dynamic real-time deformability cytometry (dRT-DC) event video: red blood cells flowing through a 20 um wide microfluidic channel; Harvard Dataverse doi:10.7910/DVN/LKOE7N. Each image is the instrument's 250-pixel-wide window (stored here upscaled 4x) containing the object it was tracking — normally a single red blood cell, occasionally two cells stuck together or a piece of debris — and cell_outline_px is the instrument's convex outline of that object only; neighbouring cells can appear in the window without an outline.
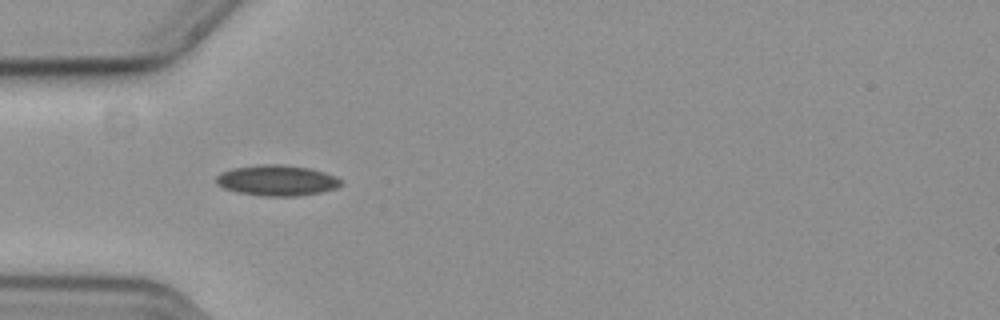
{"species": "common noctule bat (a hibernating species)", "species_latin": "Nyctalus noctula", "temperature_condition": "cold", "stored_images_in_passage": 36, "camera_frame_rate_fps": 3000, "um_per_image_px": 0.085, "animal": {"sex": "female", "body_mass_g": 19.3, "forearm_length_mm": 54.1}, "frame": {"image": 1, "passage_image": 1, "time_ms": 0.0, "image_size_px": [1000, 320], "cell_outline_px": [[340, 184], [336, 188], [320, 192], [296, 196], [264, 196], [236, 192], [224, 188], [216, 184], [216, 176], [232, 168], [260, 164], [284, 164], [308, 168], [324, 172], [340, 180]], "centroid_in_image_um": [23.49, 15.33], "position_along_channel_um": 61.5, "area_um2": 22.08}}
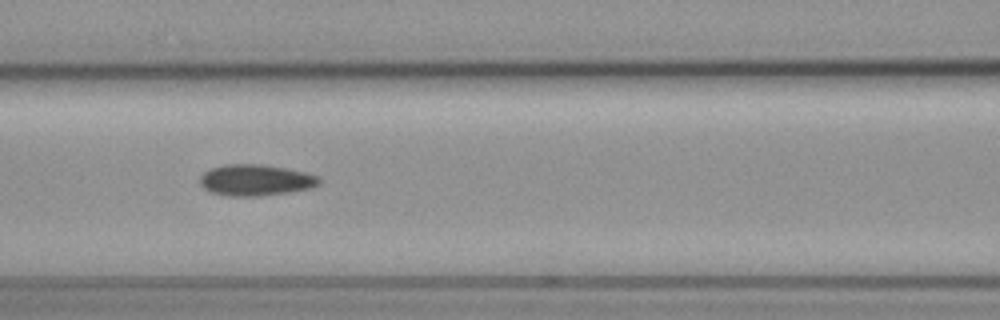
{"frame": {"image": 2, "passage_image": 8, "time_ms": 2.333, "image_size_px": [1000, 320], "cell_outline_px": [[320, 184], [312, 188], [264, 196], [228, 196], [212, 192], [204, 188], [200, 184], [200, 176], [204, 172], [212, 168], [224, 164], [260, 164], [284, 168], [304, 172], [320, 176]], "centroid_in_image_um": [21.74, 15.31], "position_along_channel_um": 144.9, "area_um2": 21.73}}
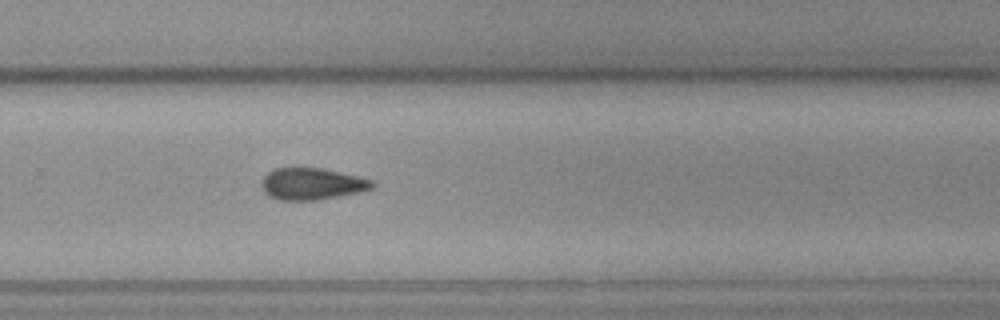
{"frame": {"image": 3, "passage_image": 21, "time_ms": 6.667, "image_size_px": [1000, 320], "cell_outline_px": [[372, 188], [356, 192], [320, 200], [280, 200], [268, 196], [264, 192], [260, 184], [264, 176], [268, 172], [276, 168], [320, 168], [356, 176], [372, 180]], "centroid_in_image_um": [26.43, 15.64], "position_along_channel_um": 303.4, "area_um2": 20.17}, "authors_computed_cell_mechanics": {"area_um2": 20.519, "velocity_mm_per_s": 3.6688, "shape_relaxation_time_tau1_ms": 3.7405, "shape_relaxation_time_tau2_ms": 8.6902, "deformation_change_tau1": 0.0725, "deformation_change_tau2": 0.1275}}